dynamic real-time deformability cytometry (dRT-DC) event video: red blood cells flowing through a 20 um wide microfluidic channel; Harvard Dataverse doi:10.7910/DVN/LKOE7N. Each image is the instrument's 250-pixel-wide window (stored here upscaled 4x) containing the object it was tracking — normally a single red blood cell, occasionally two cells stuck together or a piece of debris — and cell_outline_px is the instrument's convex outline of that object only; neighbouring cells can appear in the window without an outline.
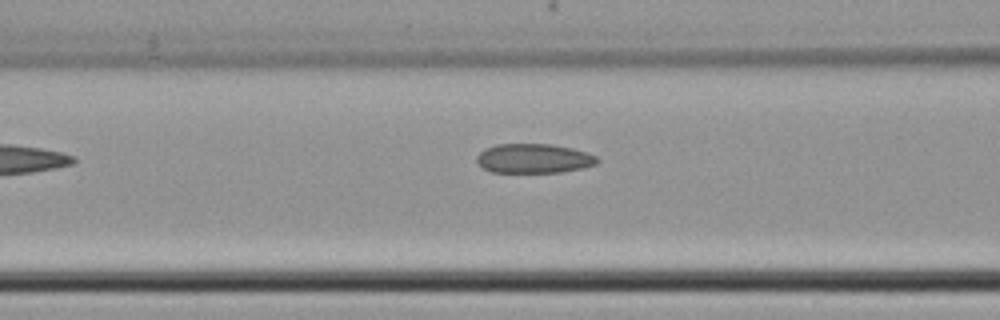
{"species": "common noctule bat (a hibernating species)", "species_latin": "Nyctalus noctula", "temperature_condition": "cold", "stored_images_in_passage": 5, "camera_frame_rate_fps": 3000, "um_per_image_px": 0.085, "animal": {"sex": "female", "body_mass_g": 22.7, "forearm_length_mm": 54.2}, "frame": {"image": 1, "passage_image": 4, "time_ms": 3.667, "image_size_px": [1000, 320], "cell_outline_px": [[600, 160], [596, 164], [584, 168], [560, 172], [492, 172], [484, 168], [476, 160], [476, 156], [484, 148], [496, 144], [552, 144], [572, 148], [588, 152], [596, 156]], "centroid_in_image_um": [45.39, 13.46], "position_along_channel_um": 121.2, "area_um2": 20.75}}
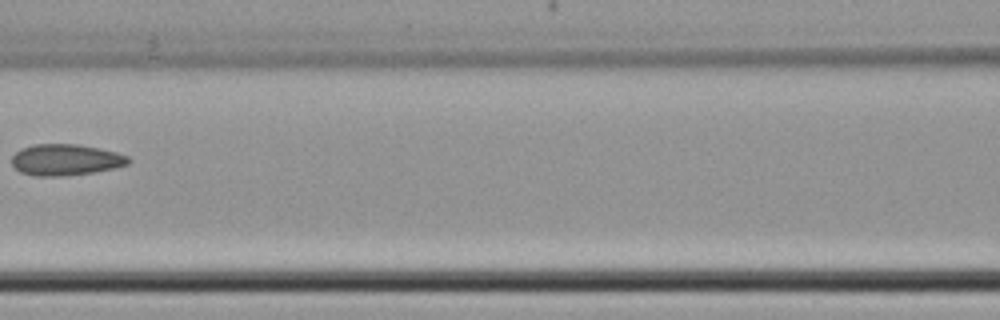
{"frame": {"image": 2, "passage_image": 5, "time_ms": 4.667, "image_size_px": [1000, 320], "cell_outline_px": [[132, 160], [128, 164], [116, 168], [96, 172], [64, 176], [32, 176], [20, 172], [12, 164], [12, 156], [20, 148], [36, 144], [76, 144], [100, 148], [116, 152], [128, 156]], "centroid_in_image_um": [5.6, 13.59], "position_along_channel_um": 161.0, "area_um2": 21.5}}